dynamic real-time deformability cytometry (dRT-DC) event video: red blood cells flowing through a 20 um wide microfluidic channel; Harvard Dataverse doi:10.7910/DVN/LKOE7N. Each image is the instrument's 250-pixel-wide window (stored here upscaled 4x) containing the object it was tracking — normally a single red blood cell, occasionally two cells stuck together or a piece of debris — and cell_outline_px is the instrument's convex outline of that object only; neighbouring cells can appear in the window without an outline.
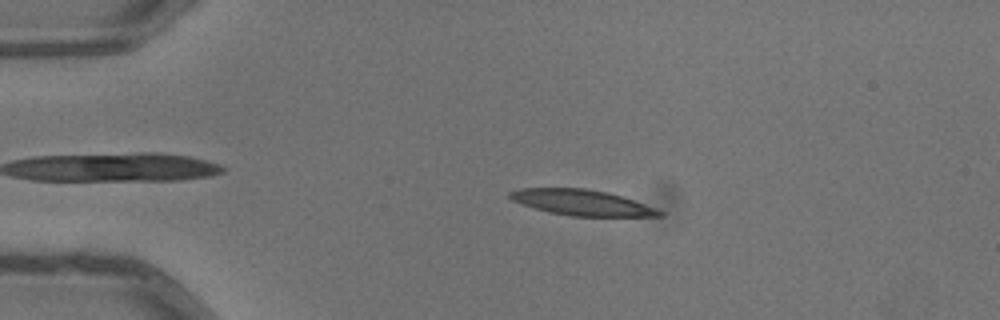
{"species": "common noctule bat (a hibernating species)", "species_latin": "Nyctalus noctula", "temperature_condition": "warm", "stored_images_in_passage": 4, "camera_frame_rate_fps": 3000, "um_per_image_px": 0.085, "animal": {"sex": "male", "body_mass_g": 13.3}, "frame": {"image": 1, "passage_image": 3, "time_ms": 0.667, "image_size_px": [1000, 320], "cell_outline_px": [[664, 216], [572, 216], [548, 212], [512, 200], [508, 196], [508, 192], [520, 188], [584, 188], [608, 192], [656, 208], [664, 212]], "centroid_in_image_um": [49.45, 17.21], "position_along_channel_um": 35.6, "area_um2": 22.14}}